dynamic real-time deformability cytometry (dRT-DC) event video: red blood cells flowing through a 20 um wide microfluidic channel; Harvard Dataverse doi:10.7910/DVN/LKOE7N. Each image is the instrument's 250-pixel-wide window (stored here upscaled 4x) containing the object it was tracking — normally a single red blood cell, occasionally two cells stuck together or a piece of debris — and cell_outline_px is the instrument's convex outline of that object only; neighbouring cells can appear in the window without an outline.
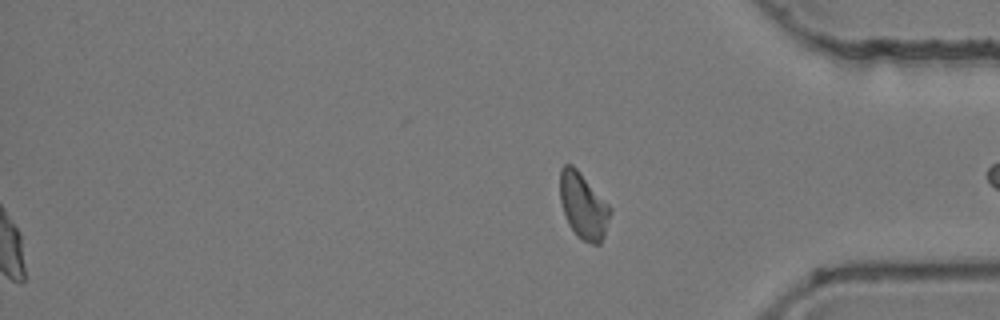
{"species": "common noctule bat (a hibernating species)", "species_latin": "Nyctalus noctula", "temperature_condition": "room temperature", "stored_images_in_passage": 54, "segment_of_instrument_passage": [2, 2], "camera_frame_rate_fps": 3000, "um_per_image_px": 0.085, "animal": {"sex": "female", "body_mass_g": 24.6, "forearm_length_mm": 56.2}, "frame": {"image": 1, "passage_image": 54, "time_ms": 17.667, "image_size_px": [1000, 320], "cell_outline_px": [[612, 212], [604, 236], [600, 244], [592, 244], [576, 236], [568, 224], [560, 200], [560, 168], [564, 164], [572, 164], [576, 168], [612, 208]], "centroid_in_image_um": [49.58, 17.51], "position_along_channel_um": 385.6, "area_um2": 19.31}}